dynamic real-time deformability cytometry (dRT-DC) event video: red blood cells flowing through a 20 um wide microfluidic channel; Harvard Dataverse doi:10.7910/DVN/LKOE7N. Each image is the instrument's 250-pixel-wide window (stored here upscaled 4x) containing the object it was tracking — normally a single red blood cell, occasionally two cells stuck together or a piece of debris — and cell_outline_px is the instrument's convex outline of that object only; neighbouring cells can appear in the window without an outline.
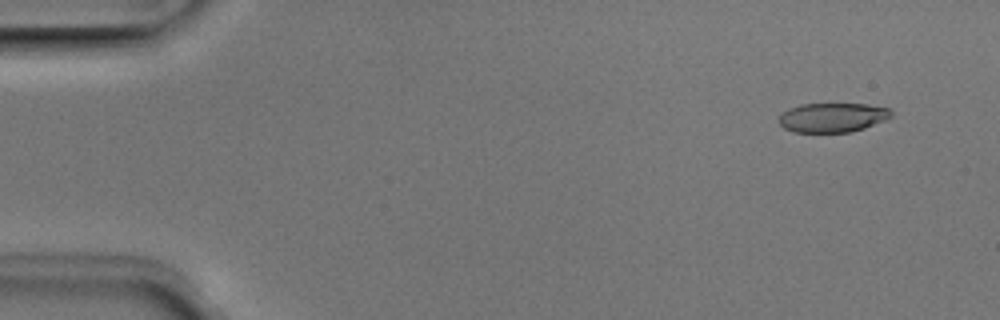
{"species": "Egyptian fruit bat (a non-hibernating species)", "species_latin": "Rousettus aegyptiacus", "temperature_condition": "room temperature", "stored_images_in_passage": 4, "camera_frame_rate_fps": 3000, "um_per_image_px": 0.085, "animal": {"sex": "male"}, "frame": {"image": 1, "passage_image": 1, "time_ms": 0.0, "image_size_px": [1000, 320], "cell_outline_px": [[892, 116], [888, 120], [852, 132], [792, 132], [784, 128], [776, 120], [788, 108], [800, 104], [868, 104], [888, 108], [892, 112]], "centroid_in_image_um": [70.77, 9.99], "position_along_channel_um": 14.2, "area_um2": 19.42}}
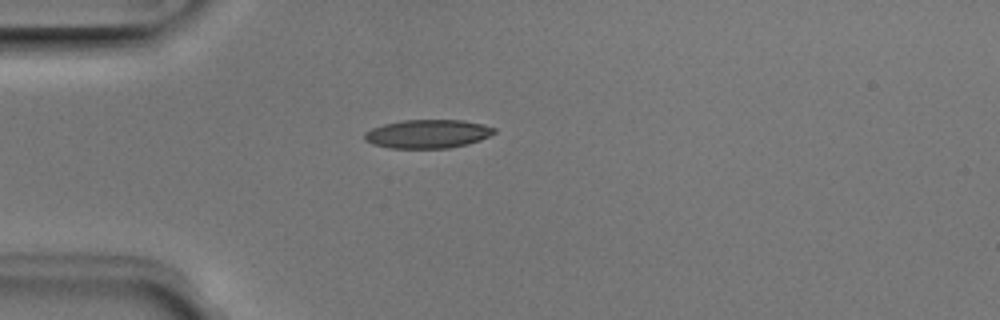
{"frame": {"image": 2, "passage_image": 4, "time_ms": 1.0, "image_size_px": [1000, 320], "cell_outline_px": [[496, 132], [480, 140], [468, 144], [448, 148], [388, 148], [372, 144], [364, 140], [364, 132], [372, 128], [384, 124], [404, 120], [464, 120], [484, 124], [496, 128]], "centroid_in_image_um": [36.35, 11.38], "position_along_channel_um": 48.6, "area_um2": 21.73}}